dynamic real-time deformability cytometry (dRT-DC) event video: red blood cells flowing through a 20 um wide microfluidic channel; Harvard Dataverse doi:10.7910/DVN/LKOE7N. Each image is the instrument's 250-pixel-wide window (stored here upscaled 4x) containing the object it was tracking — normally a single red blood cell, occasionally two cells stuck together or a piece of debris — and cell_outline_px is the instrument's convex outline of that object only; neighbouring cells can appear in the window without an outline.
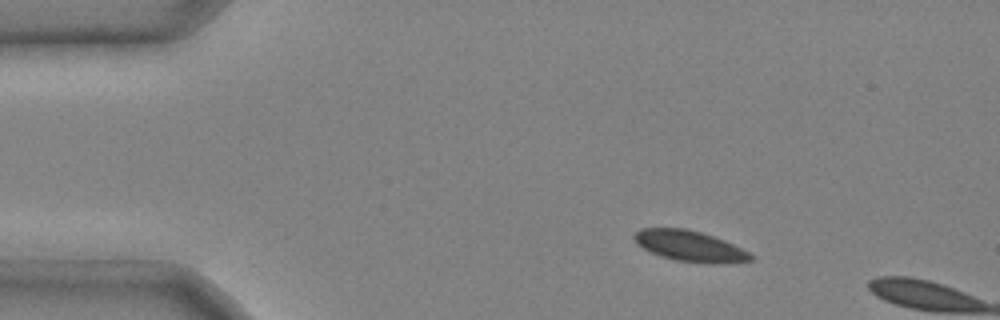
{"species": "common noctule bat (a hibernating species)", "species_latin": "Nyctalus noctula", "temperature_condition": "cold", "stored_images_in_passage": 3, "camera_frame_rate_fps": 3000, "um_per_image_px": 0.085, "animal": {"sex": "male", "body_mass_g": 20.4}, "frame": {"image": 1, "passage_image": 1, "time_ms": 0.0, "image_size_px": [1000, 320], "cell_outline_px": [[752, 260], [728, 264], [708, 264], [676, 260], [660, 256], [636, 244], [632, 236], [640, 228], [684, 228], [700, 232], [724, 240], [748, 252], [752, 256]], "centroid_in_image_um": [58.62, 20.92], "position_along_channel_um": 26.4, "area_um2": 20.87}}